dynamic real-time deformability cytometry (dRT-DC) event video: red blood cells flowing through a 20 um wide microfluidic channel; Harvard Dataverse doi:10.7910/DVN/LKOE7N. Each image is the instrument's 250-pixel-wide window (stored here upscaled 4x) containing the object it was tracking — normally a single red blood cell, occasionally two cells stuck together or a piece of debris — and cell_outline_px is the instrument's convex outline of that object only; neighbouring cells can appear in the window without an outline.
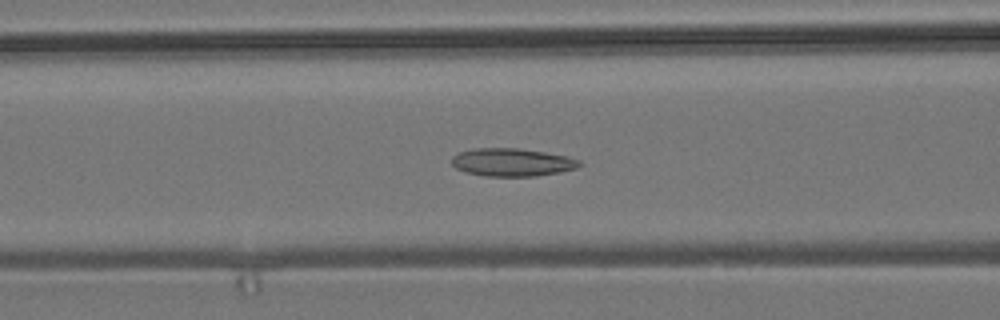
{"species": "common noctule bat (a hibernating species)", "species_latin": "Nyctalus noctula", "temperature_condition": "room temperature", "stored_images_in_passage": 55, "camera_frame_rate_fps": 3000, "um_per_image_px": 0.085, "animal": {"sex": "male", "body_mass_g": 19.2, "forearm_length_mm": 51.8}, "frame": {"image": 1, "passage_image": 22, "time_ms": 7.0, "image_size_px": [1000, 320], "cell_outline_px": [[584, 164], [576, 168], [560, 172], [536, 176], [484, 176], [468, 172], [456, 168], [452, 164], [452, 156], [460, 152], [476, 148], [520, 148], [568, 156], [580, 160]], "centroid_in_image_um": [43.57, 13.79], "position_along_channel_um": 123.0, "area_um2": 20.81}}
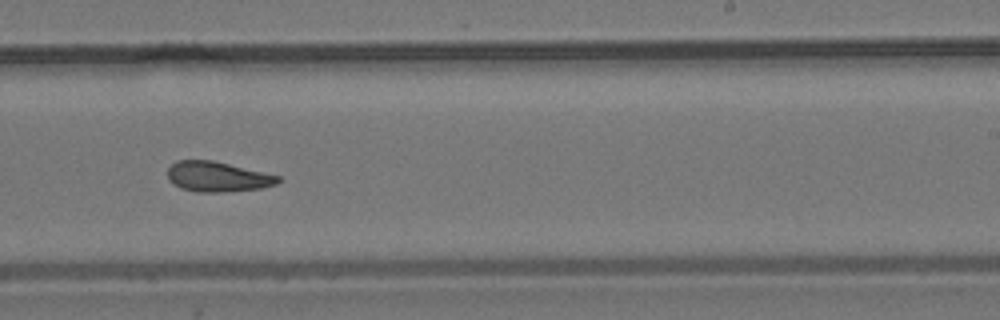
{"frame": {"image": 2, "passage_image": 34, "time_ms": 11.0, "image_size_px": [1000, 320], "cell_outline_px": [[280, 180], [276, 184], [260, 188], [224, 192], [196, 192], [180, 188], [172, 184], [168, 180], [168, 168], [176, 160], [212, 160], [280, 176]], "centroid_in_image_um": [18.44, 15.02], "position_along_channel_um": 270.6, "area_um2": 19.36}}
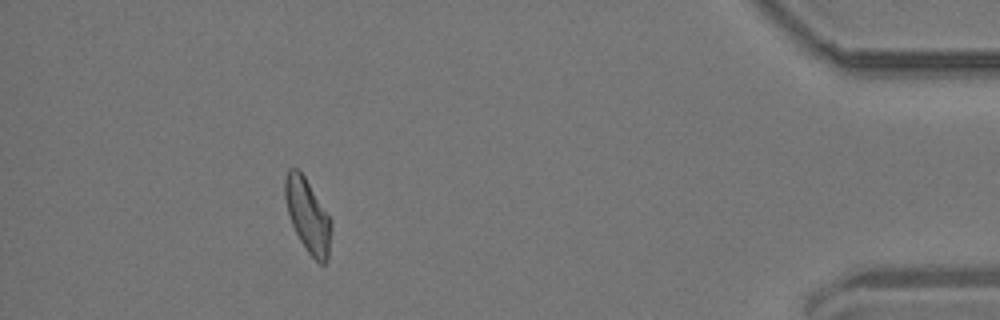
{"frame": {"image": 3, "passage_image": 50, "time_ms": 16.333, "image_size_px": [1000, 320], "cell_outline_px": [[332, 228], [328, 260], [324, 264], [320, 264], [308, 252], [300, 240], [292, 224], [288, 212], [284, 196], [284, 180], [288, 168], [296, 168], [304, 176], [332, 220]], "centroid_in_image_um": [26.17, 18.33], "position_along_channel_um": 409.0, "area_um2": 19.71}, "authors_computed_cell_mechanics": {"area_um2": 20.23, "velocity_mm_per_s": 3.6888, "shape_relaxation_time_tau1_ms": null, "shape_relaxation_time_tau2_ms": 3.221, "deformation_change_tau1": null, "deformation_change_tau2": 0.1045}}